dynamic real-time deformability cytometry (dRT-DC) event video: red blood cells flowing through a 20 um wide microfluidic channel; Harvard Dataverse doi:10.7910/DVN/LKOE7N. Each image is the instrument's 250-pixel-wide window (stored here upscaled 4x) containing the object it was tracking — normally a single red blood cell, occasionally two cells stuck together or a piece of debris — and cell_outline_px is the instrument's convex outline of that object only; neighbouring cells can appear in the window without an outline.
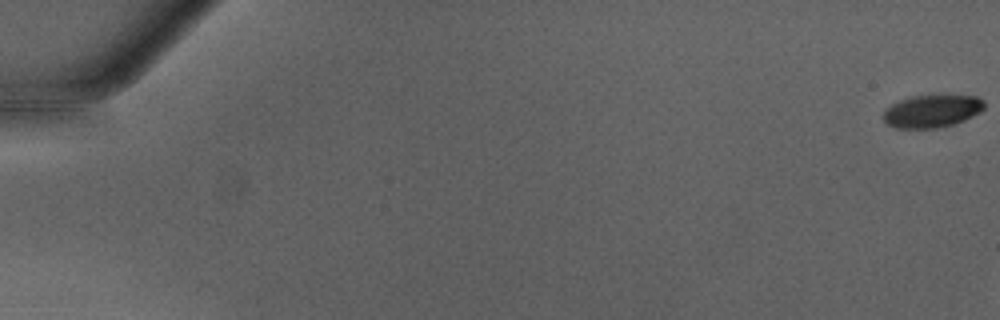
{"species": "Egyptian fruit bat (a non-hibernating species)", "species_latin": "Rousettus aegyptiacus", "temperature_condition": "warm", "stored_images_in_passage": 7, "camera_frame_rate_fps": 3000, "um_per_image_px": 0.085, "animal": {"sex": "male"}, "frame": {"image": 1, "passage_image": 1, "time_ms": 0.0, "image_size_px": [1000, 320], "cell_outline_px": [[984, 108], [964, 120], [952, 124], [936, 128], [896, 128], [888, 124], [884, 120], [884, 112], [892, 104], [900, 100], [912, 96], [976, 96], [984, 100]], "centroid_in_image_um": [79.2, 9.45], "position_along_channel_um": 5.8, "area_um2": 18.73}}